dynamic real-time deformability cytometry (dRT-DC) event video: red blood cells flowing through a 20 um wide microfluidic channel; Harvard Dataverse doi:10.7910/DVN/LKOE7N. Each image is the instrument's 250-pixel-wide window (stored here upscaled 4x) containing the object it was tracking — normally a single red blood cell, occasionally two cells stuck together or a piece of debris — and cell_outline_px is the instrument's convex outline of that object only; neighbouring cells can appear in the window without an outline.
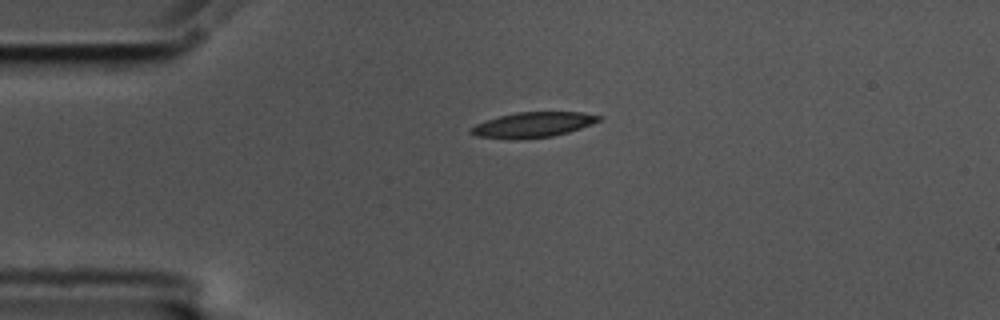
{"species": "common noctule bat (a hibernating species)", "species_latin": "Nyctalus noctula", "temperature_condition": "cold", "stored_images_in_passage": 2, "camera_frame_rate_fps": 3000, "um_per_image_px": 0.085, "animal": {"sex": "male", "body_mass_g": 17.5, "forearm_length_mm": 52.3}, "frame": {"image": 1, "passage_image": 1, "time_ms": 0.0, "image_size_px": [1000, 320], "cell_outline_px": [[604, 116], [600, 120], [592, 124], [568, 132], [552, 136], [516, 140], [512, 140], [476, 136], [468, 132], [468, 128], [484, 120], [516, 112], [580, 112]], "centroid_in_image_um": [45.25, 10.61], "position_along_channel_um": 39.7, "area_um2": 19.02}}